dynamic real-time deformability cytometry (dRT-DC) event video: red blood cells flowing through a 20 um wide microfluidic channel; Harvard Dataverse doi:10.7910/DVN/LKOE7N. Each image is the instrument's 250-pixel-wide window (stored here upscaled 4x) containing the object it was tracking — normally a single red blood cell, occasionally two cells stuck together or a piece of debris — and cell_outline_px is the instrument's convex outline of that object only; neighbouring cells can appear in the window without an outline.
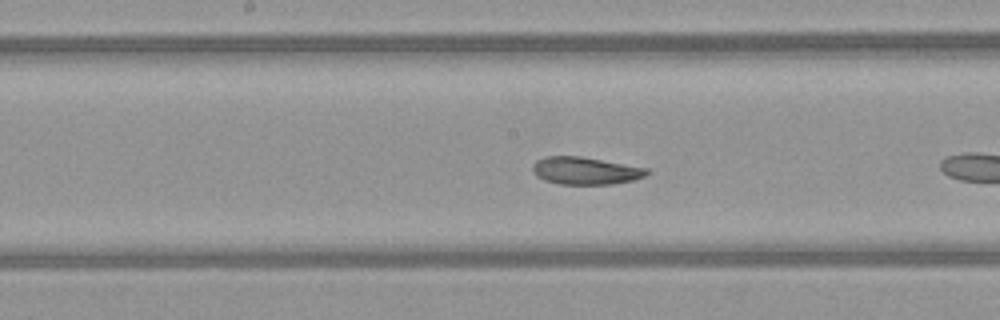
{"species": "common noctule bat (a hibernating species)", "species_latin": "Nyctalus noctula", "temperature_condition": "warm", "stored_images_in_passage": 13, "camera_frame_rate_fps": 3000, "um_per_image_px": 0.085, "animal": {"sex": "female", "body_mass_g": 21.9}, "frame": {"image": 1, "passage_image": 11, "time_ms": 3.333, "image_size_px": [1000, 320], "cell_outline_px": [[652, 172], [644, 176], [632, 180], [612, 184], [560, 184], [544, 180], [536, 176], [532, 172], [532, 164], [536, 160], [544, 156], [580, 156], [648, 168]], "centroid_in_image_um": [49.73, 14.5], "position_along_channel_um": 198.5, "area_um2": 18.38}}